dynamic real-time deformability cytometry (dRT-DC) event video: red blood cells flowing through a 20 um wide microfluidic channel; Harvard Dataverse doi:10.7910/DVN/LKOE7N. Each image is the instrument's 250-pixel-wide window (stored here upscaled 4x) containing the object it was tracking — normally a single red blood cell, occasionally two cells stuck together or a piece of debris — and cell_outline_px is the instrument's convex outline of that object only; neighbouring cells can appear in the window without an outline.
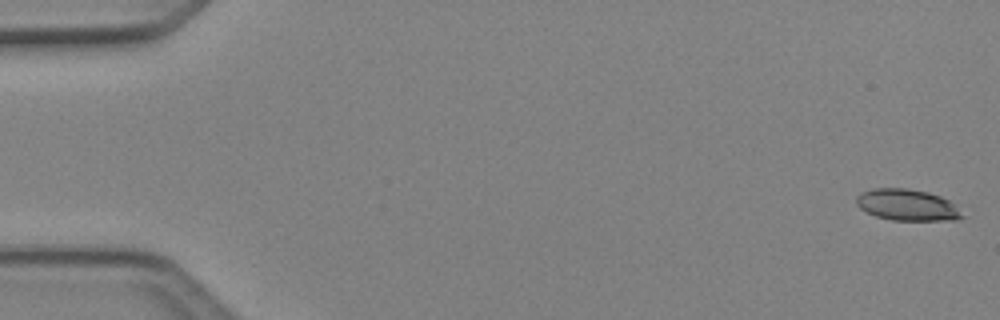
{"species": "Egyptian fruit bat (a non-hibernating species)", "species_latin": "Rousettus aegyptiacus", "temperature_condition": "cold", "stored_images_in_passage": 5, "camera_frame_rate_fps": 3000, "um_per_image_px": 0.085, "animal": {"sex": "female"}, "frame": {"image": 1, "passage_image": 1, "time_ms": 0.0, "image_size_px": [1000, 320], "cell_outline_px": [[964, 216], [956, 220], [892, 220], [876, 216], [860, 208], [856, 204], [856, 196], [860, 192], [872, 188], [908, 188], [928, 192], [940, 196], [948, 200]], "centroid_in_image_um": [77.06, 17.41], "position_along_channel_um": 7.9, "area_um2": 19.25}}
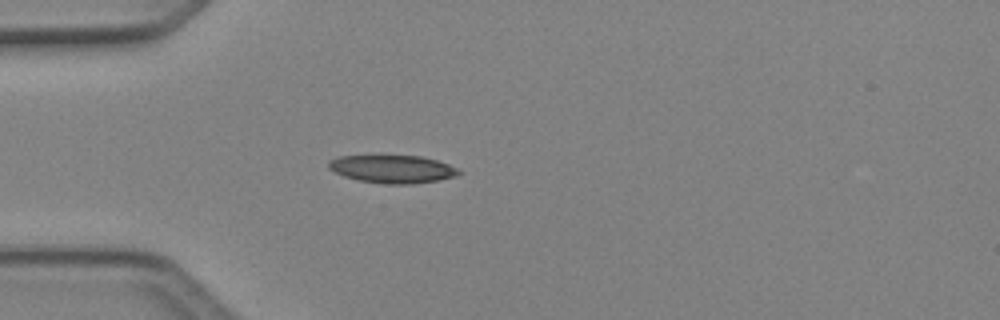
{"frame": {"image": 2, "passage_image": 5, "time_ms": 1.333, "image_size_px": [1000, 320], "cell_outline_px": [[460, 172], [456, 176], [436, 180], [412, 184], [384, 184], [360, 180], [344, 176], [328, 168], [328, 160], [340, 156], [420, 156], [436, 160], [448, 164], [456, 168]], "centroid_in_image_um": [33.33, 14.37], "position_along_channel_um": 51.7, "area_um2": 20.87}}